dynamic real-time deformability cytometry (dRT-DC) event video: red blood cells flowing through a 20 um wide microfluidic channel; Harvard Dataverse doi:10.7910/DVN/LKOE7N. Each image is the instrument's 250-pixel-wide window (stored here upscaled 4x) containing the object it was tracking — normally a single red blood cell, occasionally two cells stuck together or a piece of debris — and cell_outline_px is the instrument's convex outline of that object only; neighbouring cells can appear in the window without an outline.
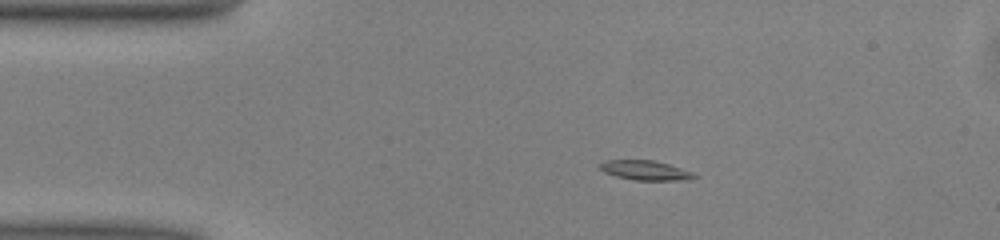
{"species": "common noctule bat (a hibernating species)", "species_latin": "Nyctalus noctula", "temperature_condition": "warm", "stored_images_in_passage": 42, "camera_frame_rate_fps": 3000, "um_per_image_px": 0.085, "animal": {"sex": "male", "body_mass_g": 13.0, "forearm_length_mm": 53.1}, "frame": {"image": 1, "passage_image": 1, "time_ms": 0.0, "image_size_px": [1000, 240], "cell_outline_px": [[696, 176], [688, 180], [636, 180], [616, 176], [604, 172], [600, 168], [600, 164], [608, 160], [652, 160], [668, 164], [692, 172]], "centroid_in_image_um": [54.85, 14.48], "position_along_channel_um": 30.1, "area_um2": 10.52}}
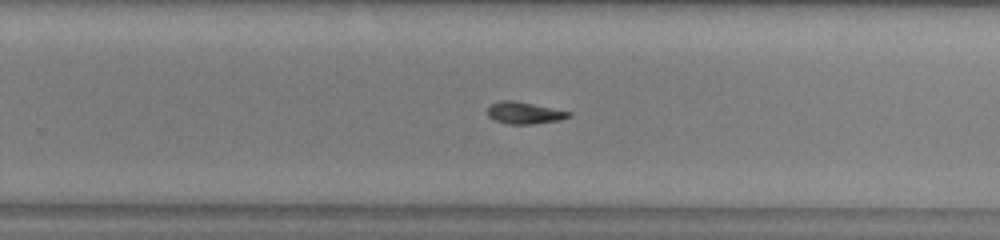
{"frame": {"image": 2, "passage_image": 23, "time_ms": 7.333, "image_size_px": [1000, 240], "cell_outline_px": [[572, 116], [560, 120], [532, 124], [508, 124], [492, 120], [488, 116], [488, 108], [492, 104], [500, 100], [512, 100], [572, 112]], "centroid_in_image_um": [44.56, 9.61], "position_along_channel_um": 285.2, "area_um2": 10.35}}
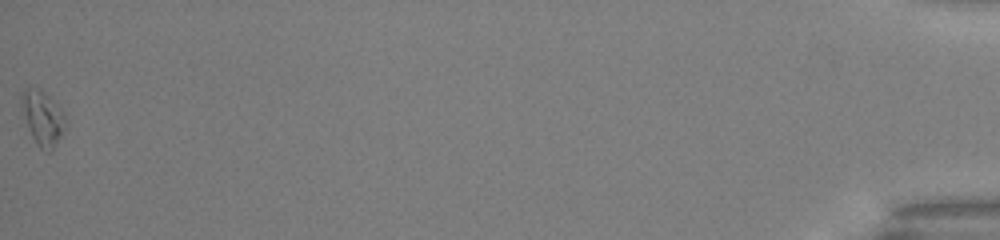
{"frame": {"image": 3, "passage_image": 42, "time_ms": 13.667, "image_size_px": [1000, 240], "cell_outline_px": [[68, 124], [64, 132], [52, 152], [48, 152], [40, 148], [36, 144], [32, 136], [20, 100], [20, 92], [24, 88], [28, 88], [44, 92], [64, 112]], "centroid_in_image_um": [3.68, 10.07], "position_along_channel_um": 431.5, "area_um2": 13.87}, "authors_computed_cell_mechanics": {"area_um2": 10.693, "velocity_mm_per_s": 4.0631, "shape_relaxation_time_tau1_ms": 4.9233, "shape_relaxation_time_tau2_ms": 3.5962, "deformation_change_tau1": 0.1653, "deformation_change_tau2": 0.0768}}